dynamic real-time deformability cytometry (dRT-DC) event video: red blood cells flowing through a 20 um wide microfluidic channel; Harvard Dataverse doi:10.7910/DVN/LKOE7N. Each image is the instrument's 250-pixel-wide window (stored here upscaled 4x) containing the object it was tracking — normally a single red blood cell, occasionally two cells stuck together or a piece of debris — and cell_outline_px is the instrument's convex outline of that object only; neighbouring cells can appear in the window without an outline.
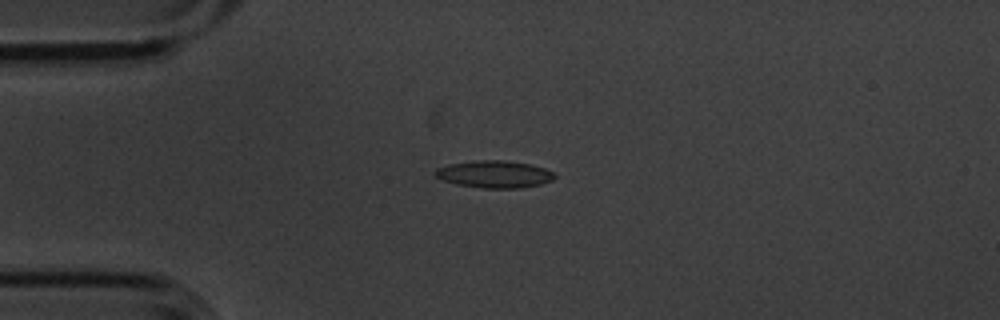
{"species": "common noctule bat (a hibernating species)", "species_latin": "Nyctalus noctula", "temperature_condition": "cold", "stored_images_in_passage": 8, "camera_frame_rate_fps": 3000, "um_per_image_px": 0.085, "animal": {"sex": "male", "body_mass_g": 20.1, "forearm_length_mm": 53.5}, "frame": {"image": 1, "passage_image": 2, "time_ms": 0.333, "image_size_px": [1000, 320], "cell_outline_px": [[556, 176], [552, 180], [540, 184], [520, 188], [484, 188], [456, 184], [444, 180], [436, 176], [432, 172], [436, 168], [448, 164], [476, 160], [504, 160], [528, 164], [544, 168], [552, 172]], "centroid_in_image_um": [41.99, 14.8], "position_along_channel_um": 43.0, "area_um2": 18.84}}
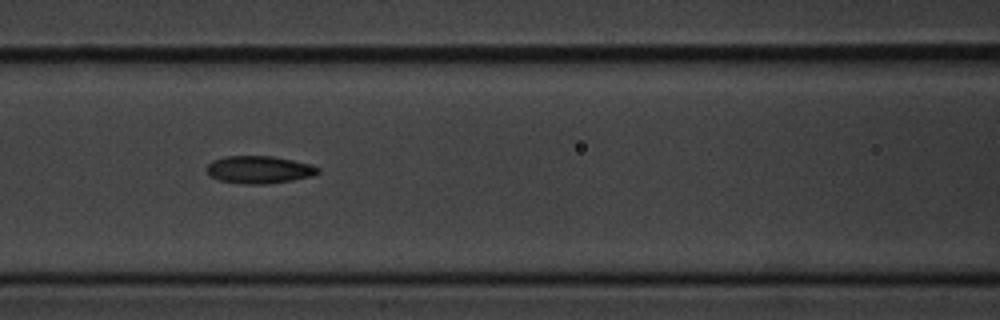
{"frame": {"image": 2, "passage_image": 5, "time_ms": 1.333, "image_size_px": [1000, 320], "cell_outline_px": [[320, 172], [312, 176], [292, 180], [264, 184], [244, 184], [220, 180], [208, 176], [208, 164], [212, 160], [224, 156], [272, 156], [312, 164], [320, 168]], "centroid_in_image_um": [22.03, 14.41], "position_along_channel_um": 144.6, "area_um2": 17.86}}
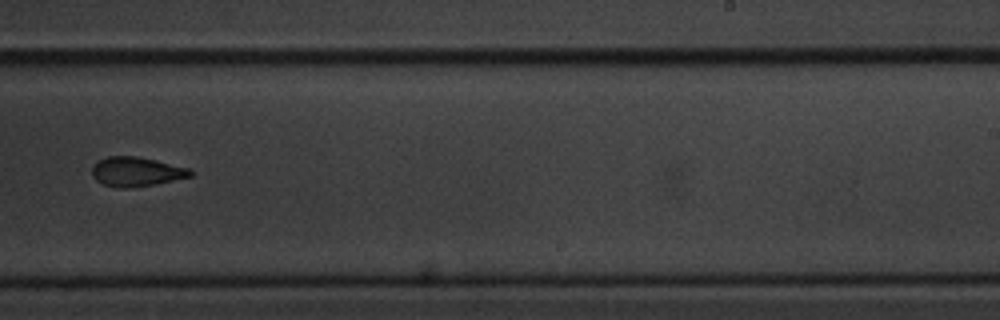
{"frame": {"image": 3, "passage_image": 8, "time_ms": 2.333, "image_size_px": [1000, 320], "cell_outline_px": [[192, 176], [156, 184], [132, 188], [120, 188], [104, 184], [96, 180], [92, 176], [92, 168], [100, 160], [108, 156], [136, 156], [188, 168], [192, 172]], "centroid_in_image_um": [11.57, 14.61], "position_along_channel_um": 277.4, "area_um2": 16.59}}